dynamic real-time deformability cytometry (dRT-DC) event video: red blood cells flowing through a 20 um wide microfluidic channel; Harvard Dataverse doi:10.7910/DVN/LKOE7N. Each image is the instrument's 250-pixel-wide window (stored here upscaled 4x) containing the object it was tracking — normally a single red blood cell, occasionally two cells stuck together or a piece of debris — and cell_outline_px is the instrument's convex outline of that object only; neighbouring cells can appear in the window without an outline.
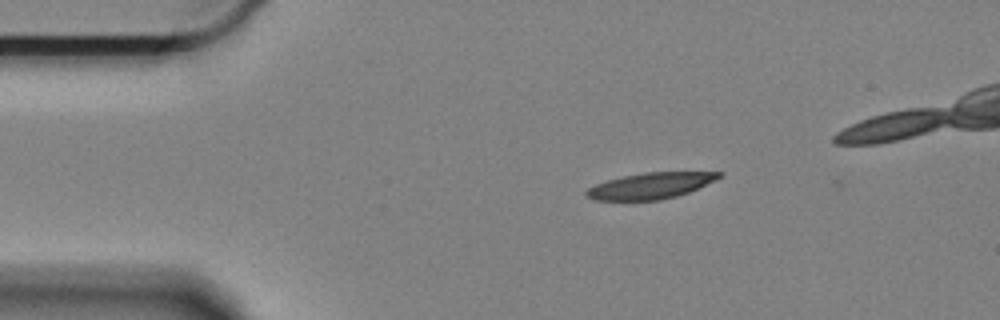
{"species": "Egyptian fruit bat (a non-hibernating species)", "species_latin": "Rousettus aegyptiacus", "temperature_condition": "cold", "stored_images_in_passage": 41, "camera_frame_rate_fps": 3000, "um_per_image_px": 0.085, "animal": {"sex": "female"}, "frame": {"image": 1, "passage_image": 1, "time_ms": 0.0, "image_size_px": [1000, 320], "cell_outline_px": [[724, 172], [716, 180], [688, 192], [676, 196], [660, 200], [596, 200], [588, 196], [584, 192], [588, 188], [596, 184], [608, 180], [624, 176], [644, 172]], "centroid_in_image_um": [55.3, 15.78], "position_along_channel_um": 29.7, "area_um2": 19.88}}
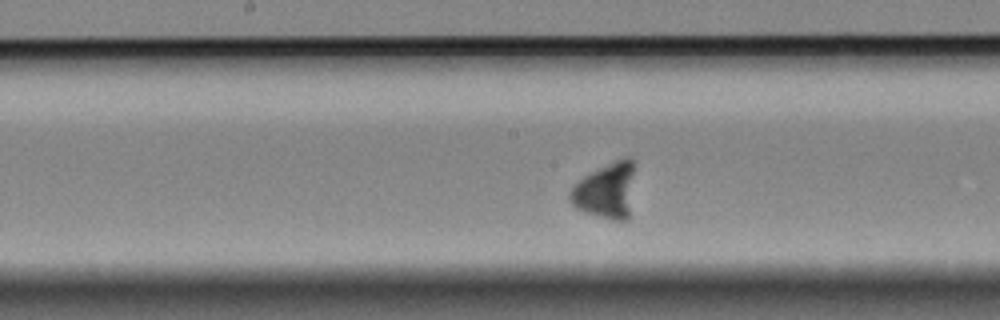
{"frame": {"image": 2, "passage_image": 23, "time_ms": 7.333, "image_size_px": [1000, 320], "cell_outline_px": [[632, 172], [628, 220], [612, 220], [596, 216], [584, 212], [576, 208], [568, 200], [568, 192], [584, 176], [624, 156], [632, 156]], "centroid_in_image_um": [51.45, 16.23], "position_along_channel_um": 196.7, "area_um2": 20.52}}
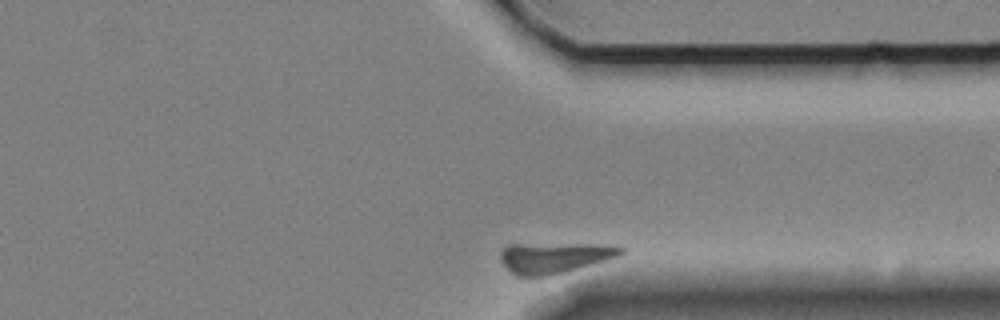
{"frame": {"image": 3, "passage_image": 41, "time_ms": 13.333, "image_size_px": [1000, 320], "cell_outline_px": [[624, 252], [620, 256], [548, 276], [516, 276], [500, 260], [500, 252], [508, 244], [608, 244], [624, 248]], "centroid_in_image_um": [47.13, 21.88], "position_along_channel_um": 364.3, "area_um2": 21.44}, "authors_computed_cell_mechanics": {"area_um2": 22.0218, "velocity_mm_per_s": 2.8929, "shape_relaxation_time_tau1_ms": 7.5205, "shape_relaxation_time_tau2_ms": null, "deformation_change_tau1": null, "deformation_change_tau2": null}}